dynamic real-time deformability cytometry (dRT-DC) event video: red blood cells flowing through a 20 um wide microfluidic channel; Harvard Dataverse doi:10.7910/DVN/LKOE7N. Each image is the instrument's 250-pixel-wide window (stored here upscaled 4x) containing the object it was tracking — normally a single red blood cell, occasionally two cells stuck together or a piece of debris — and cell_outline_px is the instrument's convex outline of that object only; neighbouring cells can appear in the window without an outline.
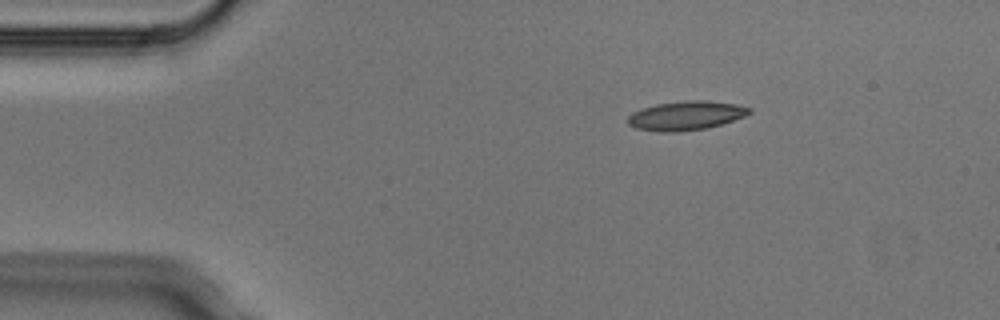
{"species": "Egyptian fruit bat (a non-hibernating species)", "species_latin": "Rousettus aegyptiacus", "temperature_condition": "cold", "stored_images_in_passage": 5, "camera_frame_rate_fps": 3000, "um_per_image_px": 0.085, "animal": {"sex": "male"}, "frame": {"image": 1, "passage_image": 1, "time_ms": 0.0, "image_size_px": [1000, 320], "cell_outline_px": [[752, 112], [744, 116], [720, 124], [704, 128], [680, 132], [660, 132], [636, 128], [628, 124], [628, 116], [632, 112], [656, 104], [684, 100], [704, 100], [736, 104], [752, 108]], "centroid_in_image_um": [58.29, 9.82], "position_along_channel_um": 26.7, "area_um2": 20.46}}
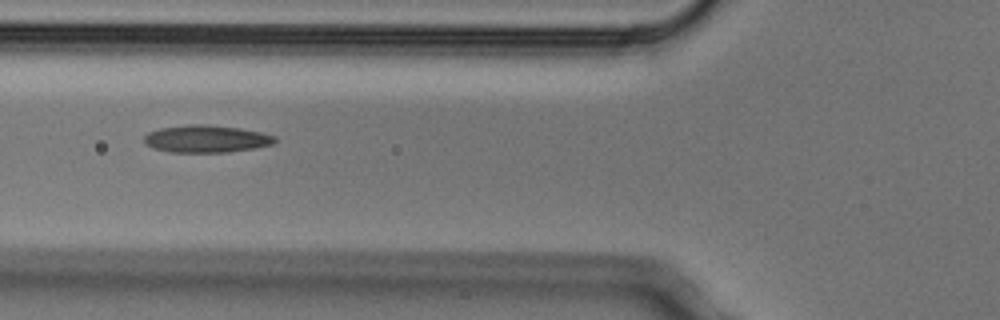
{"frame": {"image": 2, "passage_image": 4, "time_ms": 1.0, "image_size_px": [1000, 320], "cell_outline_px": [[276, 140], [272, 144], [256, 148], [228, 152], [168, 152], [152, 148], [144, 144], [144, 136], [148, 132], [160, 128], [188, 124], [204, 124], [240, 128], [260, 132], [276, 136]], "centroid_in_image_um": [17.5, 11.8], "position_along_channel_um": 108.3, "area_um2": 20.98}}
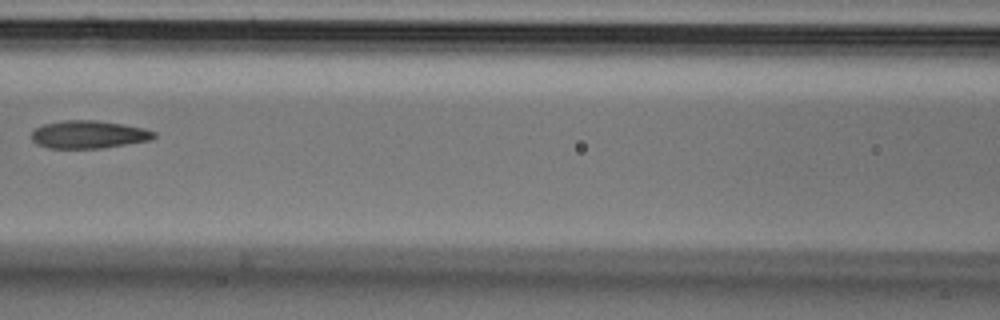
{"frame": {"image": 3, "passage_image": 5, "time_ms": 1.333, "image_size_px": [1000, 320], "cell_outline_px": [[156, 136], [152, 140], [100, 148], [48, 148], [36, 144], [32, 140], [32, 132], [36, 128], [44, 124], [64, 120], [96, 120], [144, 128], [156, 132]], "centroid_in_image_um": [7.53, 11.43], "position_along_channel_um": 159.1, "area_um2": 19.77}}